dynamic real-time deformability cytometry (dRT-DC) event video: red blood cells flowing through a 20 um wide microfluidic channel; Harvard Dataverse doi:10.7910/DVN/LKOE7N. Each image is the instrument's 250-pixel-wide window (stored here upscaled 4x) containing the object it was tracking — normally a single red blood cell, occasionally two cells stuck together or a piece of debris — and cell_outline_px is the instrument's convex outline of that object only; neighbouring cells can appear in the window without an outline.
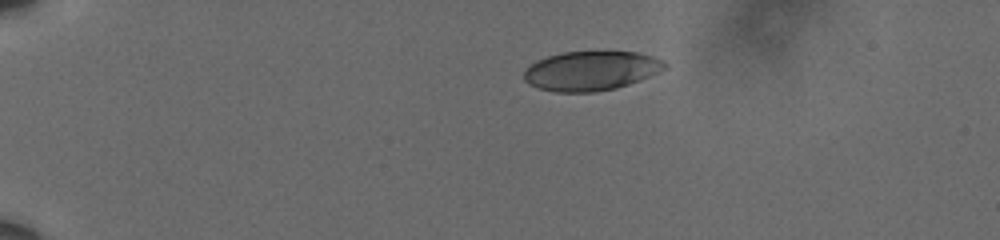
{"species": "human", "species_latin": "Homo sapiens", "temperature_condition": "cold", "stored_images_in_passage": 42, "camera_frame_rate_fps": 3000, "um_per_image_px": 0.085, "donor": {"sex": "male"}, "frame": {"image": 1, "passage_image": 1, "time_ms": 0.0, "image_size_px": [1000, 240], "cell_outline_px": [[668, 64], [664, 68], [648, 76], [628, 84], [616, 88], [596, 92], [556, 92], [540, 88], [528, 84], [524, 80], [524, 72], [536, 60], [548, 56], [564, 52], [636, 52], [652, 56]], "centroid_in_image_um": [50.2, 6.02], "position_along_channel_um": 34.8, "area_um2": 31.85}}
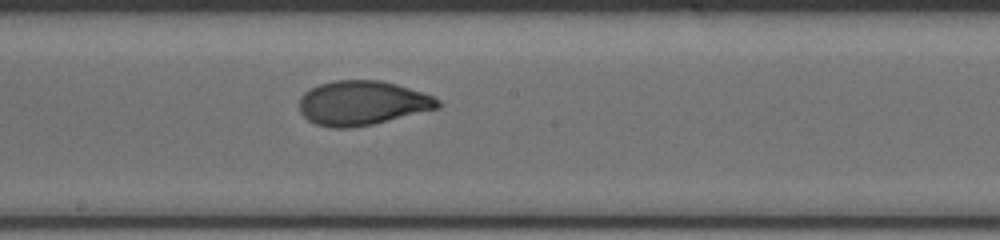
{"frame": {"image": 2, "passage_image": 19, "time_ms": 6.0, "image_size_px": [1000, 240], "cell_outline_px": [[444, 104], [440, 108], [372, 124], [348, 128], [332, 128], [316, 124], [308, 120], [300, 112], [300, 96], [304, 92], [320, 84], [332, 80], [380, 80], [396, 84], [432, 96], [440, 100]], "centroid_in_image_um": [30.79, 8.75], "position_along_channel_um": 217.4, "area_um2": 35.78}}
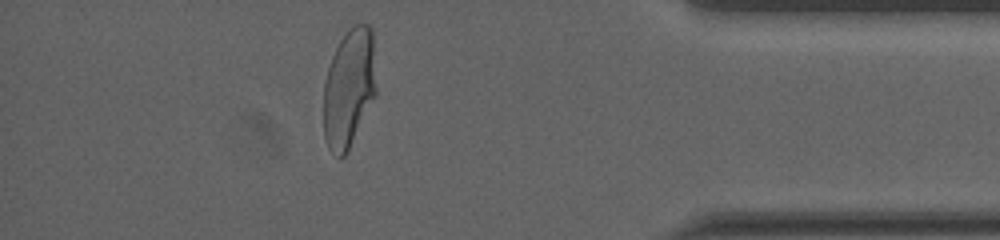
{"frame": {"image": 3, "passage_image": 36, "time_ms": 11.667, "image_size_px": [1000, 240], "cell_outline_px": [[376, 96], [344, 156], [340, 160], [328, 148], [324, 136], [324, 84], [328, 68], [332, 56], [340, 40], [356, 24], [368, 24], [372, 28], [376, 88]], "centroid_in_image_um": [29.67, 7.51], "position_along_channel_um": 405.5, "area_um2": 36.18}, "authors_computed_cell_mechanics": {"area_um2": 35.6337, "velocity_mm_per_s": 3.6424, "shape_relaxation_time_tau1_ms": 3.8072, "shape_relaxation_time_tau2_ms": 0.8367, "deformation_change_tau1": 0.1883, "deformation_change_tau2": 0.05}}